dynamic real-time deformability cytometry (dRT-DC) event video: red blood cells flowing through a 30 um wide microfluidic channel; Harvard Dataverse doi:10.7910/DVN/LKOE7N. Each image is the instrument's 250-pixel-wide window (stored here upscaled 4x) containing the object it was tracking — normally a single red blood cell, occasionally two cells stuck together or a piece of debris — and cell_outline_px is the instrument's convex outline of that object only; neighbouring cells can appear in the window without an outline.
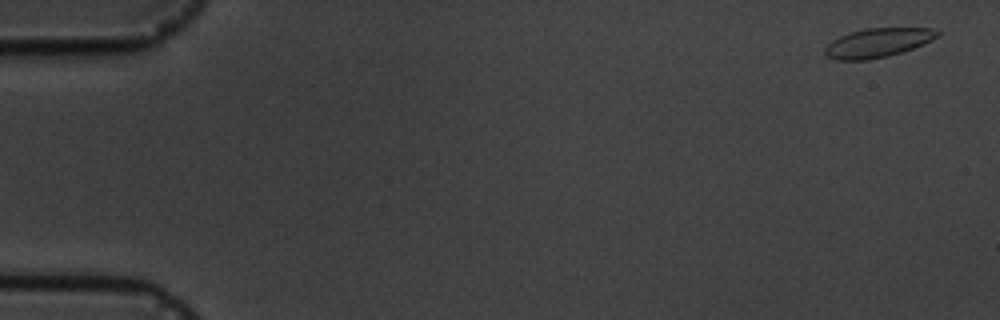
{"species": "common noctule bat (a hibernating species)", "species_latin": "Nyctalus noctula", "temperature_condition": "cold", "stored_images_in_passage": 5, "camera_frame_rate_fps": 3000, "um_per_image_px": 0.085, "animal": {"sex": "male", "body_mass_g": 19.5, "forearm_length_mm": 54.6}, "frame": {"image": 1, "passage_image": 1, "time_ms": 0.0, "image_size_px": [1000, 320], "cell_outline_px": [[940, 36], [932, 40], [912, 48], [888, 56], [868, 60], [836, 60], [828, 56], [824, 52], [824, 48], [832, 40], [840, 36], [852, 32], [868, 28], [932, 28], [940, 32]], "centroid_in_image_um": [74.61, 3.63], "position_along_channel_um": 10.4, "area_um2": 18.9}}
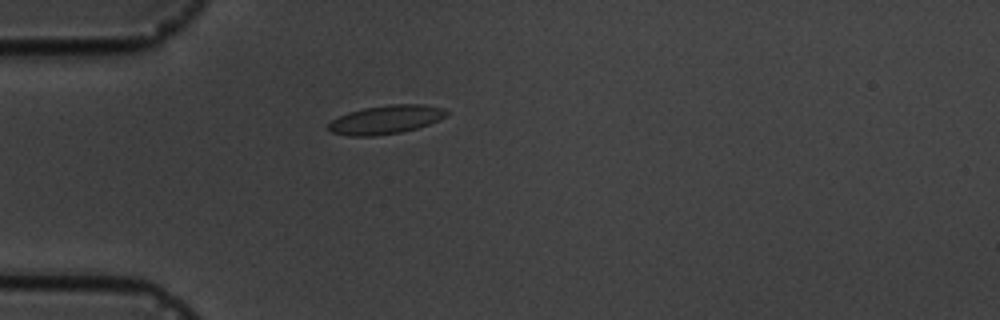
{"frame": {"image": 2, "passage_image": 5, "time_ms": 4.667, "image_size_px": [1000, 320], "cell_outline_px": [[448, 112], [440, 120], [416, 128], [400, 132], [372, 136], [348, 136], [332, 132], [328, 128], [328, 124], [332, 120], [348, 112], [364, 108], [388, 104], [424, 104], [444, 108]], "centroid_in_image_um": [32.79, 10.16], "position_along_channel_um": 52.2, "area_um2": 19.59}}